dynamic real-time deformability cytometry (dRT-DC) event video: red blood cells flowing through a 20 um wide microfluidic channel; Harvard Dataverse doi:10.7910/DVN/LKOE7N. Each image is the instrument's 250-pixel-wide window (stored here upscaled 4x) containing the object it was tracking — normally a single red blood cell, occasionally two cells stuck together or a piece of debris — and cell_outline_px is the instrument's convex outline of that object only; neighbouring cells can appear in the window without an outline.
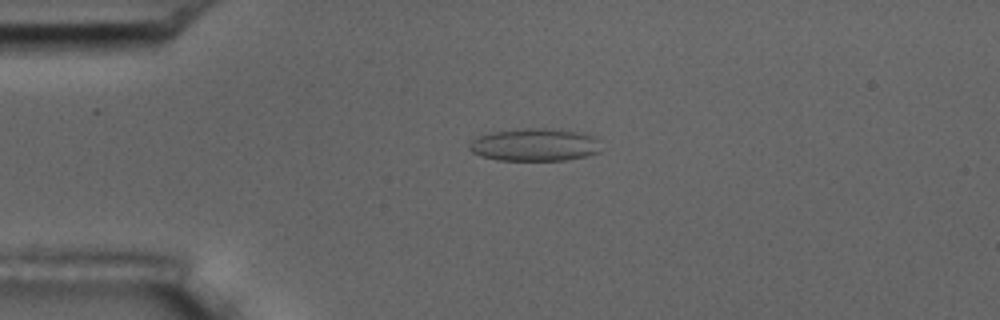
{"species": "common noctule bat (a hibernating species)", "species_latin": "Nyctalus noctula", "temperature_condition": "room temperature", "stored_images_in_passage": 56, "camera_frame_rate_fps": 3000, "um_per_image_px": 0.085, "animal": {"sex": "male", "body_mass_g": 17.5, "forearm_length_mm": 52.3}, "frame": {"image": 1, "passage_image": 13, "time_ms": 4.0, "image_size_px": [1000, 320], "cell_outline_px": [[600, 152], [588, 156], [564, 160], [500, 160], [480, 156], [472, 152], [468, 148], [468, 144], [476, 136], [492, 132], [516, 128], [560, 128], [584, 132], [600, 136]], "centroid_in_image_um": [45.52, 12.28], "position_along_channel_um": 39.5, "area_um2": 25.95}}
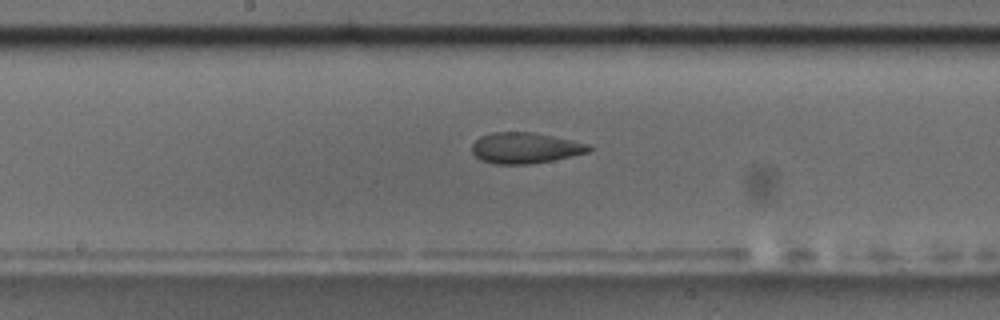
{"frame": {"image": 2, "passage_image": 29, "time_ms": 9.333, "image_size_px": [1000, 320], "cell_outline_px": [[592, 148], [588, 152], [572, 156], [532, 164], [492, 164], [480, 160], [472, 152], [472, 144], [480, 136], [492, 132], [532, 132], [592, 144]], "centroid_in_image_um": [44.64, 12.58], "position_along_channel_um": 203.6, "area_um2": 21.15}}
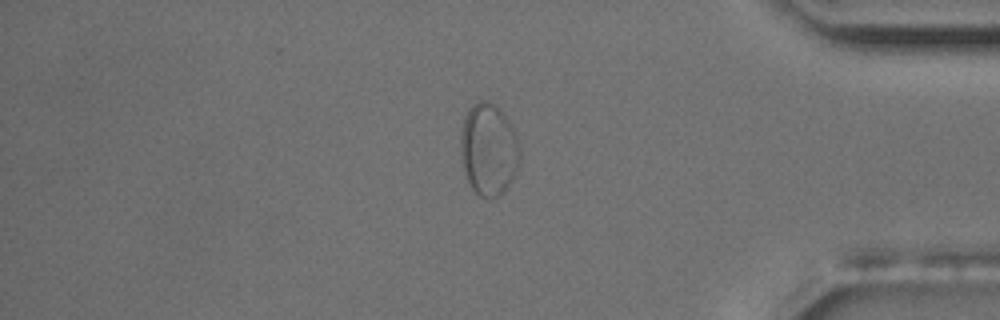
{"frame": {"image": 3, "passage_image": 47, "time_ms": 15.333, "image_size_px": [1000, 320], "cell_outline_px": [[520, 164], [512, 180], [500, 196], [492, 200], [484, 200], [472, 188], [464, 172], [460, 152], [460, 132], [464, 116], [468, 108], [472, 104], [480, 100], [488, 100], [500, 108], [508, 120], [516, 136], [520, 148]], "centroid_in_image_um": [41.52, 12.72], "position_along_channel_um": 393.7, "area_um2": 32.48}}